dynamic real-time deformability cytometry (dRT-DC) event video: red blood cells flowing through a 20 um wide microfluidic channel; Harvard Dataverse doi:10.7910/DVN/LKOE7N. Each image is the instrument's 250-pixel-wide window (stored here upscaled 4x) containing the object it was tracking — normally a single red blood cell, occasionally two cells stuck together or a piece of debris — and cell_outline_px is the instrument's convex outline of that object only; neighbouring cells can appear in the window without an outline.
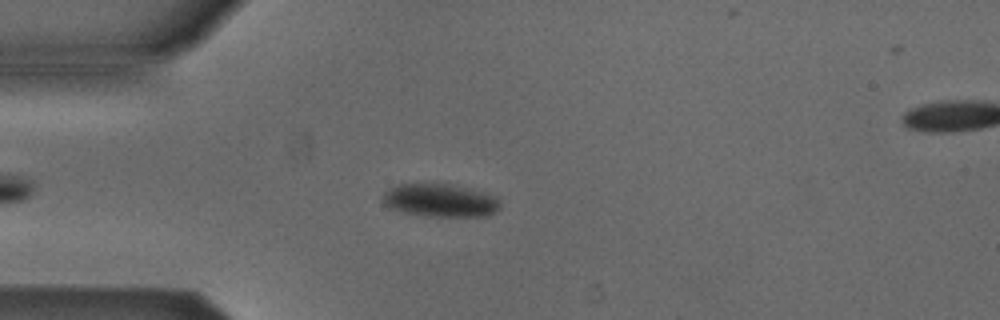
{"species": "Egyptian fruit bat (a non-hibernating species)", "species_latin": "Rousettus aegyptiacus", "temperature_condition": "cold", "stored_images_in_passage": 4, "segment_of_instrument_passage": [1, 2], "camera_frame_rate_fps": 3000, "um_per_image_px": 0.085, "animal": {"sex": "male"}, "frame": {"image": 1, "passage_image": 3, "time_ms": 0.667, "image_size_px": [1000, 320], "cell_outline_px": [[500, 208], [496, 212], [488, 216], [424, 216], [400, 212], [384, 204], [380, 196], [388, 188], [396, 184], [448, 184], [468, 188], [484, 192], [496, 196], [500, 200]], "centroid_in_image_um": [37.4, 17.04], "position_along_channel_um": 47.6, "area_um2": 22.89}}